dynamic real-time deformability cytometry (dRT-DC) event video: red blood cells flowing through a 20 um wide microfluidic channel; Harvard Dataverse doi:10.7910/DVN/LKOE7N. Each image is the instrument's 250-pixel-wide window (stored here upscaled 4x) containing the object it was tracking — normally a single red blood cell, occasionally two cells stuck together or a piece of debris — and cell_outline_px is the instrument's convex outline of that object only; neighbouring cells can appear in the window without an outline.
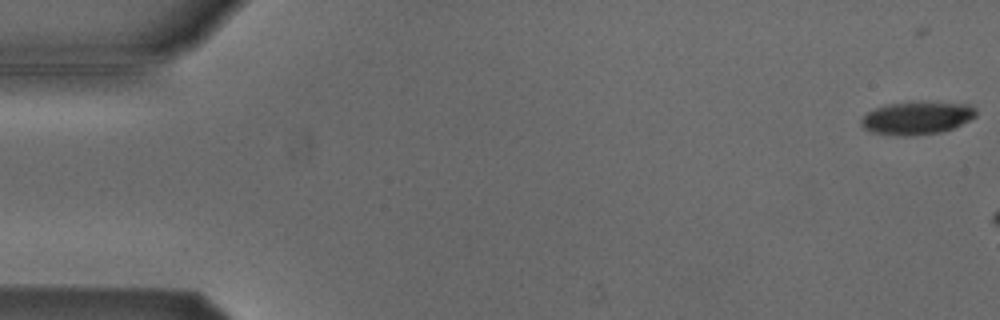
{"species": "Egyptian fruit bat (a non-hibernating species)", "species_latin": "Rousettus aegyptiacus", "temperature_condition": "cold", "stored_images_in_passage": 9, "camera_frame_rate_fps": 3000, "um_per_image_px": 0.085, "animal": {"sex": "male"}, "frame": {"image": 1, "passage_image": 3, "time_ms": 0.667, "image_size_px": [1000, 320], "cell_outline_px": [[976, 116], [952, 128], [940, 132], [908, 136], [904, 136], [872, 132], [864, 128], [860, 124], [860, 120], [868, 112], [884, 104], [968, 104], [976, 108]], "centroid_in_image_um": [77.89, 10.06], "position_along_channel_um": 7.1, "area_um2": 21.04}}